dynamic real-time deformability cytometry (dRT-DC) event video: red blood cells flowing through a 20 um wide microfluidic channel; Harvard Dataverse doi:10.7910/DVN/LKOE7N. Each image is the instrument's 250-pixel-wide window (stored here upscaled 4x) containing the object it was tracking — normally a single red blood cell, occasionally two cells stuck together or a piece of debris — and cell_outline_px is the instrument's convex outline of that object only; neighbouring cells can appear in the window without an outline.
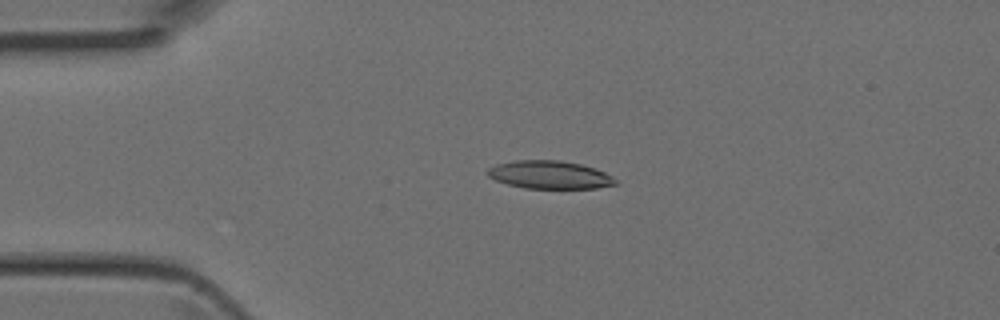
{"species": "Egyptian fruit bat (a non-hibernating species)", "species_latin": "Rousettus aegyptiacus", "temperature_condition": "room temperature", "stored_images_in_passage": 5, "camera_frame_rate_fps": 3000, "um_per_image_px": 0.085, "animal": {"sex": "female"}, "frame": {"image": 1, "passage_image": 4, "time_ms": 1.0, "image_size_px": [1000, 320], "cell_outline_px": [[616, 184], [596, 188], [524, 188], [508, 184], [496, 180], [488, 176], [488, 168], [496, 164], [516, 160], [560, 160], [580, 164], [596, 168], [612, 176], [616, 180]], "centroid_in_image_um": [46.72, 14.85], "position_along_channel_um": 38.3, "area_um2": 20.75}}